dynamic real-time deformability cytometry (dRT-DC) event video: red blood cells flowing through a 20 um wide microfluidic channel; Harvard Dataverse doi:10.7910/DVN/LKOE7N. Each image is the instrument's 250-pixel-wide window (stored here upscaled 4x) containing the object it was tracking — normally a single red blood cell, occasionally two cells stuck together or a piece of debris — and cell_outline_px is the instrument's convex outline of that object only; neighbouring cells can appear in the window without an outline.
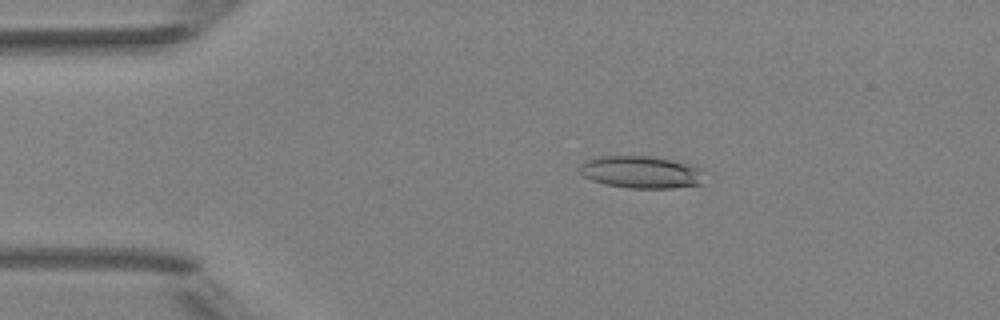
{"species": "Egyptian fruit bat (a non-hibernating species)", "species_latin": "Rousettus aegyptiacus", "temperature_condition": "room temperature", "stored_images_in_passage": 5, "camera_frame_rate_fps": 3000, "um_per_image_px": 0.085, "animal": {"sex": "female"}, "frame": {"image": 1, "passage_image": 3, "time_ms": 3.0, "image_size_px": [1000, 320], "cell_outline_px": [[712, 172], [704, 184], [672, 188], [628, 188], [604, 184], [592, 180], [584, 176], [580, 172], [580, 164], [584, 160], [600, 156], [648, 156], [668, 160], [700, 168]], "centroid_in_image_um": [54.59, 14.65], "position_along_channel_um": 30.4, "area_um2": 23.87}}
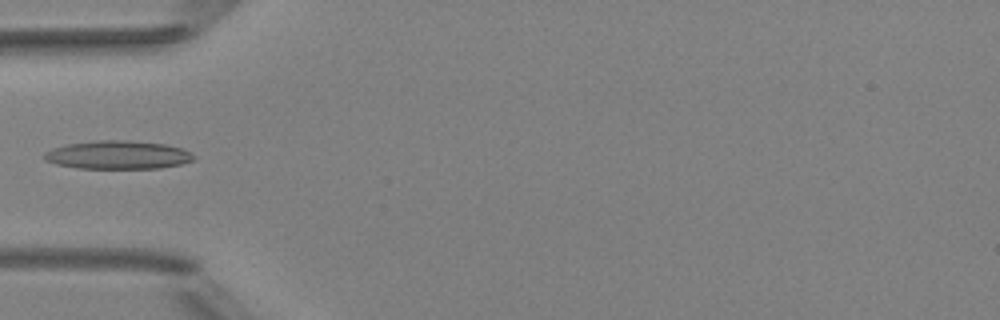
{"frame": {"image": 2, "passage_image": 5, "time_ms": 5.333, "image_size_px": [1000, 320], "cell_outline_px": [[196, 156], [192, 160], [180, 164], [160, 168], [76, 168], [56, 164], [44, 160], [44, 152], [52, 148], [68, 144], [96, 140], [128, 140], [164, 144], [180, 148], [192, 152]], "centroid_in_image_um": [10.0, 13.16], "position_along_channel_um": 75.0, "area_um2": 24.68}}